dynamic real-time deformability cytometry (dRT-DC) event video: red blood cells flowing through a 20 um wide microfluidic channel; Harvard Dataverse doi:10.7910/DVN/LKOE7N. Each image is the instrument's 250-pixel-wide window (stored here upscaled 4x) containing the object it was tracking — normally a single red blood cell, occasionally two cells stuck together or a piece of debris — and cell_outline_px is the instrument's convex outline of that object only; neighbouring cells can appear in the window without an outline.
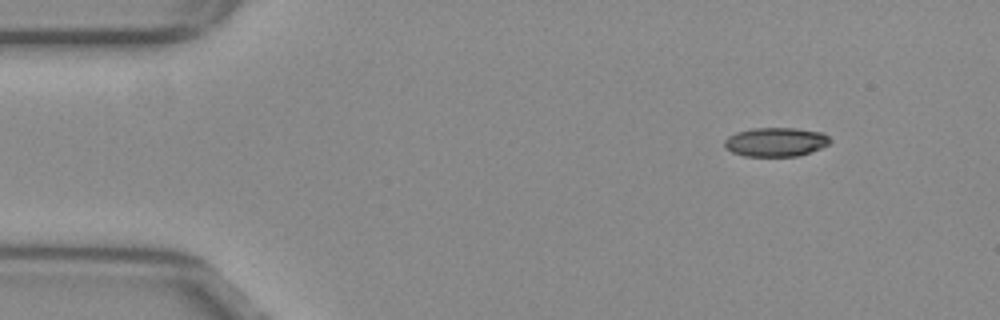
{"species": "common noctule bat (a hibernating species)", "species_latin": "Nyctalus noctula", "temperature_condition": "warm", "stored_images_in_passage": 48, "camera_frame_rate_fps": 3000, "um_per_image_px": 0.085, "animal": {"sex": "female", "body_mass_g": 29.2, "forearm_length_mm": 56.3}, "frame": {"image": 1, "passage_image": 1, "time_ms": 0.0, "image_size_px": [1000, 320], "cell_outline_px": [[832, 140], [828, 144], [820, 148], [796, 156], [744, 156], [732, 152], [724, 144], [724, 140], [728, 136], [736, 132], [752, 128], [796, 128], [824, 132]], "centroid_in_image_um": [65.94, 12.05], "position_along_channel_um": 19.1, "area_um2": 17.8}}
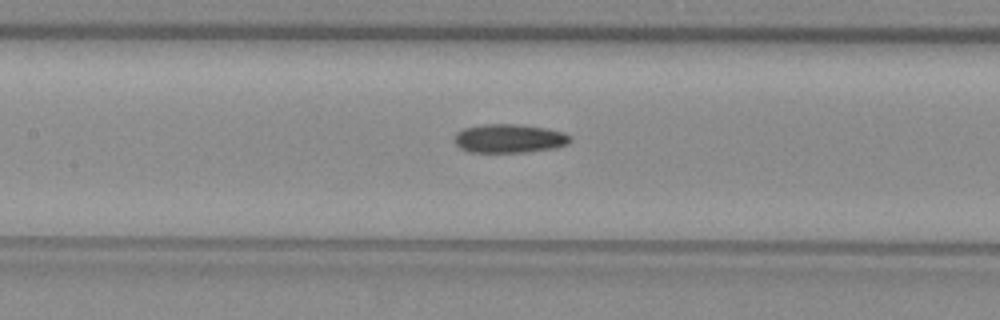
{"frame": {"image": 2, "passage_image": 19, "time_ms": 6.0, "image_size_px": [1000, 320], "cell_outline_px": [[572, 140], [568, 144], [556, 148], [528, 152], [468, 152], [460, 148], [456, 144], [456, 132], [464, 128], [484, 124], [516, 124], [544, 128], [564, 132], [572, 136]], "centroid_in_image_um": [43.33, 11.78], "position_along_channel_um": 164.1, "area_um2": 19.48}}
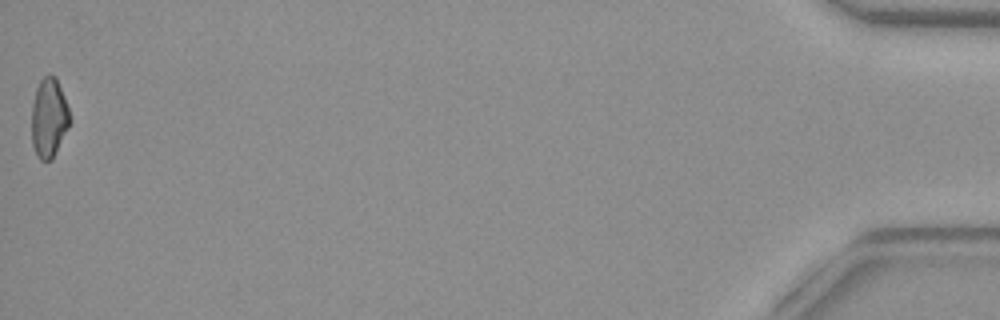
{"frame": {"image": 3, "passage_image": 48, "time_ms": 15.667, "image_size_px": [1000, 320], "cell_outline_px": [[72, 120], [52, 160], [40, 160], [36, 156], [32, 144], [32, 104], [36, 88], [40, 80], [48, 72], [56, 76], [64, 96]], "centroid_in_image_um": [4.16, 10.0], "position_along_channel_um": 431.0, "area_um2": 17.92}, "authors_computed_cell_mechanics": {"area_um2": 18.785, "velocity_mm_per_s": 3.8866, "shape_relaxation_time_tau1_ms": null, "shape_relaxation_time_tau2_ms": 6.6406, "deformation_change_tau1": null, "deformation_change_tau2": 0.1528}}